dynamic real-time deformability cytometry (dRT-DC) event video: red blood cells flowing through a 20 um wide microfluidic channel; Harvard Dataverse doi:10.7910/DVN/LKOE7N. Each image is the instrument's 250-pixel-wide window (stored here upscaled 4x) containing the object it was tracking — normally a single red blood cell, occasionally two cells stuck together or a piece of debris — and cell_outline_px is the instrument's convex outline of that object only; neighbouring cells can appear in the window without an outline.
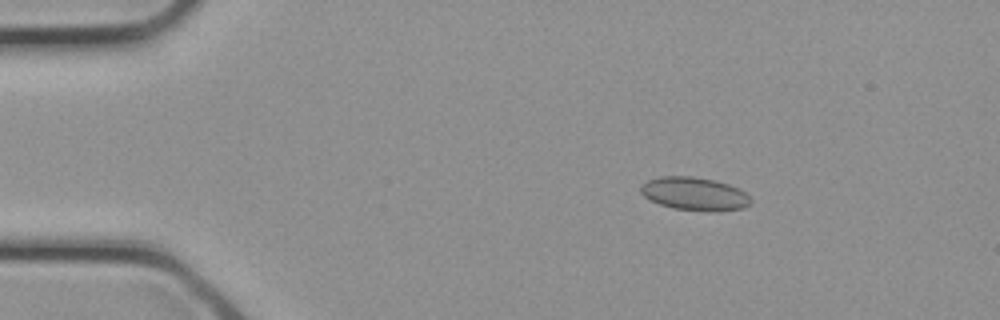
{"species": "common noctule bat (a hibernating species)", "species_latin": "Nyctalus noctula", "temperature_condition": "cold", "stored_images_in_passage": 30, "camera_frame_rate_fps": 3000, "um_per_image_px": 0.085, "animal": {"sex": "female", "body_mass_g": 21.9}, "frame": {"image": 1, "passage_image": 4, "time_ms": 1.0, "image_size_px": [1000, 320], "cell_outline_px": [[752, 204], [744, 208], [716, 212], [708, 212], [672, 208], [660, 204], [644, 196], [640, 192], [640, 188], [648, 180], [660, 176], [692, 176], [712, 180], [728, 184], [744, 192], [752, 200]], "centroid_in_image_um": [59.05, 16.49], "position_along_channel_um": 25.9, "area_um2": 21.27}}
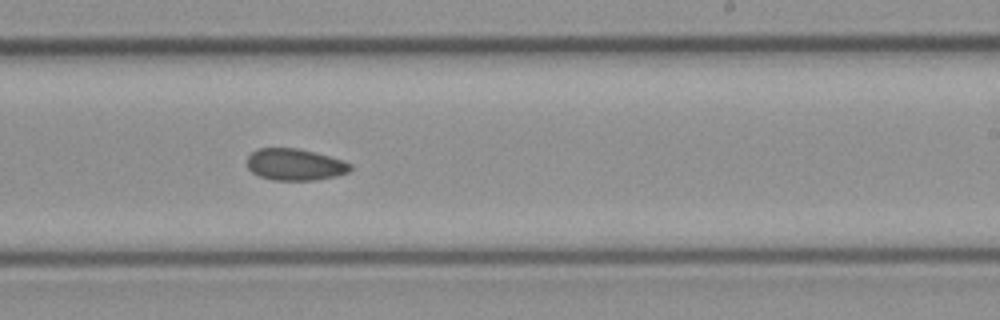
{"frame": {"image": 2, "passage_image": 18, "time_ms": 5.667, "image_size_px": [1000, 320], "cell_outline_px": [[352, 168], [348, 172], [336, 176], [312, 180], [272, 180], [260, 176], [252, 172], [248, 168], [248, 156], [252, 152], [260, 148], [296, 148], [344, 160], [352, 164]], "centroid_in_image_um": [25.08, 13.99], "position_along_channel_um": 263.9, "area_um2": 18.9}}
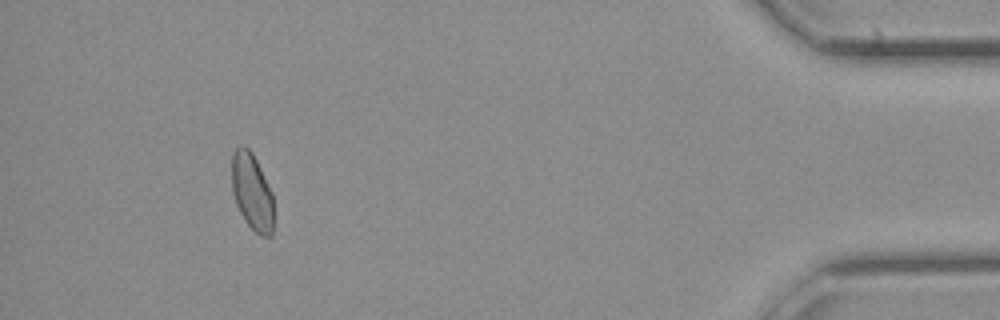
{"frame": {"image": 3, "passage_image": 28, "time_ms": 9.0, "image_size_px": [1000, 320], "cell_outline_px": [[272, 236], [264, 236], [256, 232], [248, 224], [240, 212], [236, 204], [232, 192], [232, 152], [240, 144], [244, 144], [252, 152], [272, 192]], "centroid_in_image_um": [21.39, 16.25], "position_along_channel_um": 413.8, "area_um2": 18.55}}